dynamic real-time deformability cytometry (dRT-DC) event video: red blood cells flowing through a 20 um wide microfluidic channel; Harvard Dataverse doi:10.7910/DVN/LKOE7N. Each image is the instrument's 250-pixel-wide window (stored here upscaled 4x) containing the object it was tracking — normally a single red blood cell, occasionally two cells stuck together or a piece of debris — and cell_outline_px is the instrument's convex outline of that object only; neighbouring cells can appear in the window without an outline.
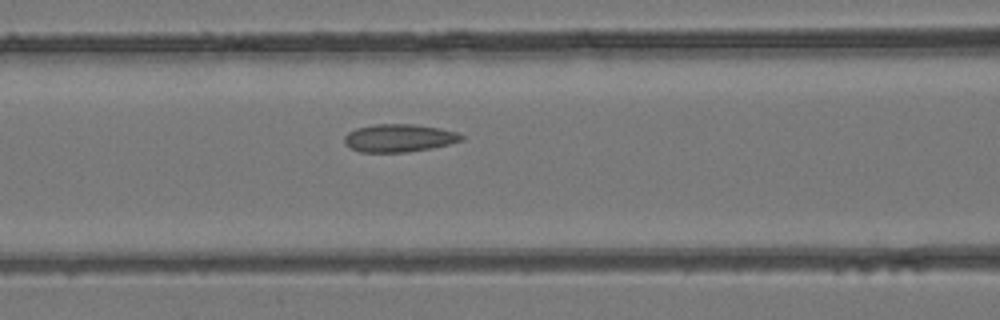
{"species": "common noctule bat (a hibernating species)", "species_latin": "Nyctalus noctula", "temperature_condition": "room temperature", "stored_images_in_passage": 26, "camera_frame_rate_fps": 3000, "um_per_image_px": 0.085, "animal": {"sex": "female", "body_mass_g": 24.6, "forearm_length_mm": 56.2}, "frame": {"image": 1, "passage_image": 10, "time_ms": 3.0, "image_size_px": [1000, 320], "cell_outline_px": [[464, 140], [432, 148], [408, 152], [360, 152], [344, 144], [344, 136], [348, 132], [356, 128], [376, 124], [416, 124], [440, 128], [456, 132], [464, 136]], "centroid_in_image_um": [33.92, 11.73], "position_along_channel_um": 132.7, "area_um2": 19.07}}
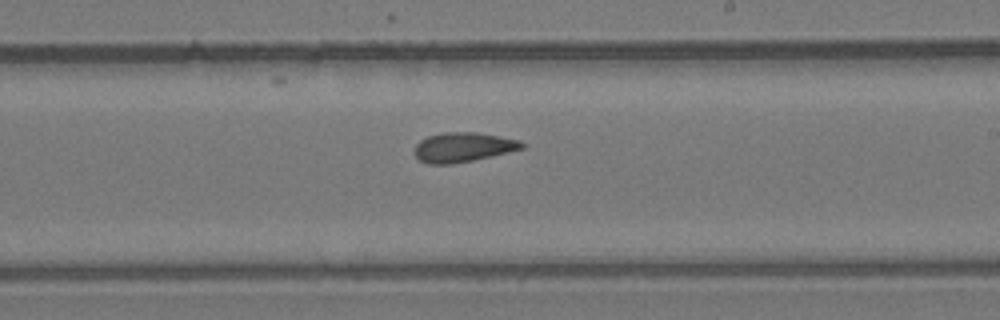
{"frame": {"image": 2, "passage_image": 17, "time_ms": 5.333, "image_size_px": [1000, 320], "cell_outline_px": [[524, 148], [472, 160], [452, 164], [428, 164], [420, 160], [412, 152], [416, 144], [420, 140], [428, 136], [440, 132], [476, 132], [520, 140], [524, 144]], "centroid_in_image_um": [39.3, 12.5], "position_along_channel_um": 249.7, "area_um2": 18.44}}
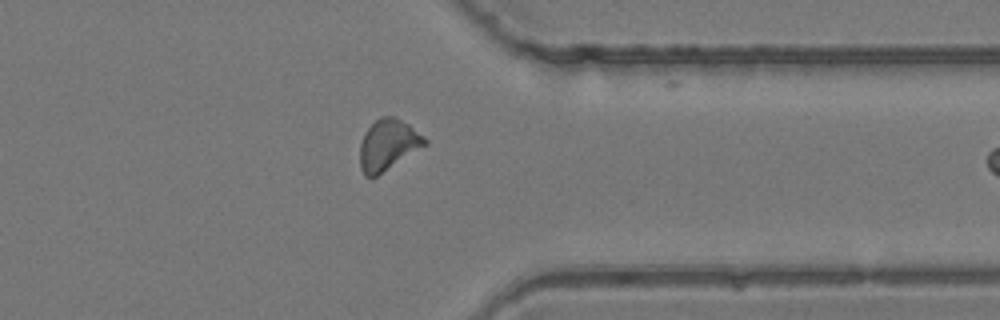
{"frame": {"image": 3, "passage_image": 25, "time_ms": 8.0, "image_size_px": [1000, 320], "cell_outline_px": [[428, 144], [376, 176], [364, 176], [360, 168], [360, 144], [364, 132], [380, 116], [396, 116], [408, 124], [424, 136], [428, 140]], "centroid_in_image_um": [32.98, 12.29], "position_along_channel_um": 378.4, "area_um2": 19.19}}